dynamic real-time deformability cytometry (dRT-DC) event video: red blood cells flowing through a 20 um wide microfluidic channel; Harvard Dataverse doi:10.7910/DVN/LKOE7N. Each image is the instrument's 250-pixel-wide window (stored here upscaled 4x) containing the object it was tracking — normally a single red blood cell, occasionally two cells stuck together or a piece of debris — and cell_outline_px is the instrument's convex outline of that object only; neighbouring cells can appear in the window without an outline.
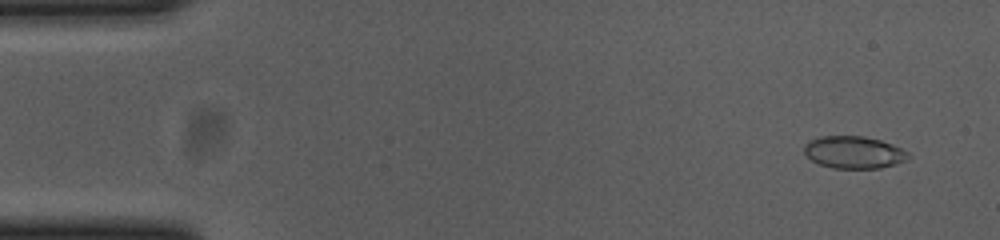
{"species": "common noctule bat (a hibernating species)", "species_latin": "Nyctalus noctula", "temperature_condition": "cold", "stored_images_in_passage": 55, "camera_frame_rate_fps": 3000, "um_per_image_px": 0.085, "animal": {"sex": "female", "body_mass_g": 23.0, "forearm_length_mm": 53.4}, "frame": {"image": 1, "passage_image": 4, "time_ms": 1.0, "image_size_px": [1000, 240], "cell_outline_px": [[908, 160], [896, 164], [880, 168], [832, 168], [820, 164], [812, 160], [804, 152], [804, 144], [808, 140], [820, 136], [864, 136], [880, 140], [892, 144], [908, 152]], "centroid_in_image_um": [72.56, 12.94], "position_along_channel_um": 12.4, "area_um2": 19.59}}
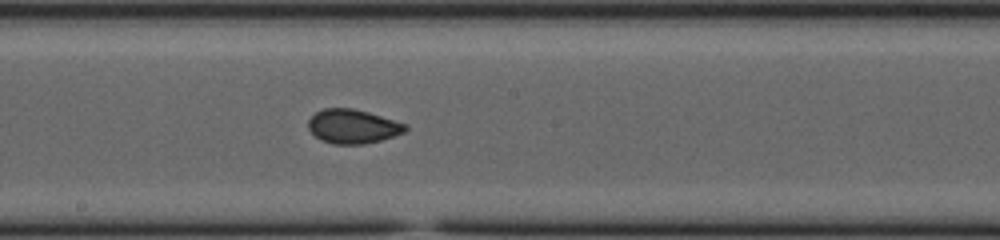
{"frame": {"image": 2, "passage_image": 30, "time_ms": 9.667, "image_size_px": [1000, 240], "cell_outline_px": [[408, 128], [404, 132], [380, 140], [364, 144], [332, 144], [320, 140], [308, 128], [308, 120], [316, 112], [324, 108], [352, 108], [368, 112], [408, 124]], "centroid_in_image_um": [29.98, 10.74], "position_along_channel_um": 218.2, "area_um2": 19.25}}
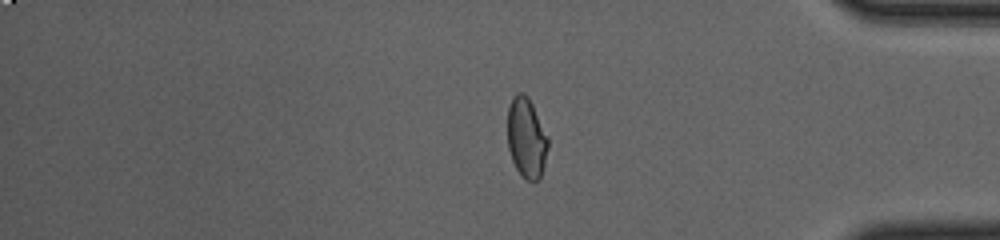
{"frame": {"image": 3, "passage_image": 46, "time_ms": 15.0, "image_size_px": [1000, 240], "cell_outline_px": [[548, 148], [540, 180], [532, 184], [524, 180], [520, 176], [512, 160], [508, 148], [508, 108], [512, 96], [516, 92], [524, 92], [528, 96], [532, 104], [548, 140]], "centroid_in_image_um": [44.73, 11.77], "position_along_channel_um": 390.5, "area_um2": 19.13}, "authors_computed_cell_mechanics": {"area_um2": 19.4208, "velocity_mm_per_s": 3.702, "shape_relaxation_time_tau1_ms": 4.0498, "shape_relaxation_time_tau2_ms": 1.1361, "deformation_change_tau1": 0.1031, "deformation_change_tau2": 0.0413}}